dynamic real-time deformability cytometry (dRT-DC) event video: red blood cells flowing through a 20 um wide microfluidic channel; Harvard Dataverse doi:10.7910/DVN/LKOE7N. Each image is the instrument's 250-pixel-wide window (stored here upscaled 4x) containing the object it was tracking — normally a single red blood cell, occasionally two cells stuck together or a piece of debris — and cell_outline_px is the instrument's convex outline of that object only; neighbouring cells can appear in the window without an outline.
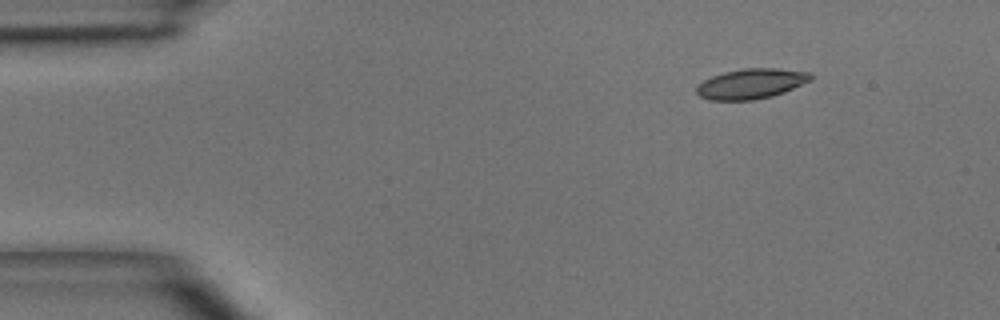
{"species": "common noctule bat (a hibernating species)", "species_latin": "Nyctalus noctula", "temperature_condition": "room temperature", "stored_images_in_passage": 4, "camera_frame_rate_fps": 3000, "um_per_image_px": 0.085, "animal": {"sex": "male", "body_mass_g": 15.6}, "frame": {"image": 1, "passage_image": 2, "time_ms": 1.0, "image_size_px": [1000, 320], "cell_outline_px": [[812, 80], [784, 92], [772, 96], [752, 100], [708, 100], [700, 96], [696, 92], [696, 88], [704, 80], [712, 76], [724, 72], [744, 68], [776, 68], [808, 72], [812, 76]], "centroid_in_image_um": [63.84, 7.12], "position_along_channel_um": 21.2, "area_um2": 19.94}}